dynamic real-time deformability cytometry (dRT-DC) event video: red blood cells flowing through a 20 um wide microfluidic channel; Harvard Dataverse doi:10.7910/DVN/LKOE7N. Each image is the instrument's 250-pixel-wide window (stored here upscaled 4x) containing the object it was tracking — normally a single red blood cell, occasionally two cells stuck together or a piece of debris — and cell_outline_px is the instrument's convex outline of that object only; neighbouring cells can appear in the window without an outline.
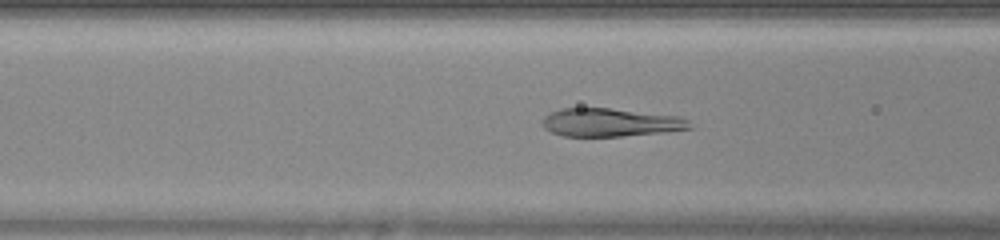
{"species": "human", "species_latin": "Homo sapiens", "temperature_condition": "warm", "stored_images_in_passage": 48, "camera_frame_rate_fps": 3000, "um_per_image_px": 0.085, "donor": {"sex": "female"}, "frame": {"image": 1, "passage_image": 20, "time_ms": 6.333, "image_size_px": [1000, 240], "cell_outline_px": [[692, 128], [664, 132], [620, 136], [564, 136], [552, 132], [544, 128], [540, 124], [544, 116], [560, 108], [608, 108], [680, 116], [688, 120]], "centroid_in_image_um": [51.86, 10.4], "position_along_channel_um": 114.7, "area_um2": 24.16}}
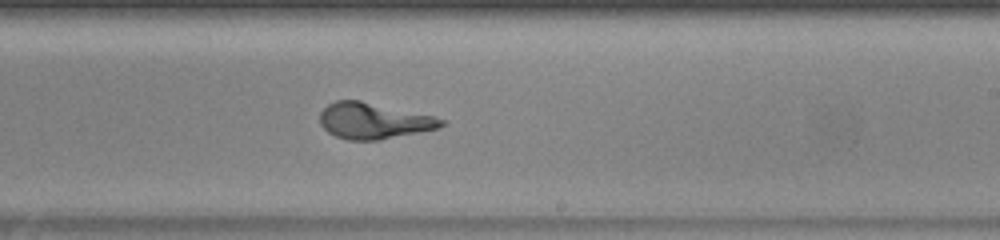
{"frame": {"image": 2, "passage_image": 30, "time_ms": 9.667, "image_size_px": [1000, 240], "cell_outline_px": [[448, 124], [440, 128], [380, 140], [348, 140], [336, 136], [328, 132], [320, 124], [320, 112], [328, 104], [336, 100], [360, 100], [436, 116], [448, 120]], "centroid_in_image_um": [31.82, 10.27], "position_along_channel_um": 257.2, "area_um2": 25.84}}
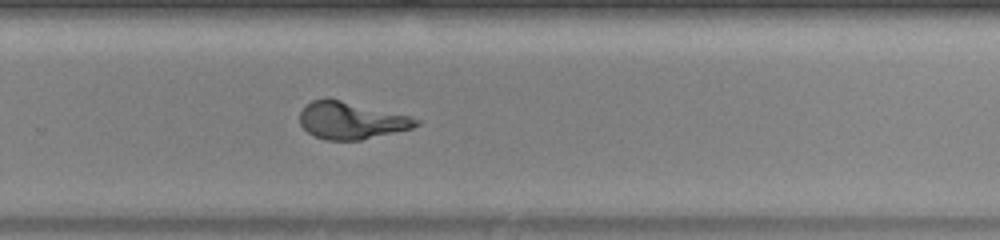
{"frame": {"image": 3, "passage_image": 33, "time_ms": 10.667, "image_size_px": [1000, 240], "cell_outline_px": [[420, 124], [412, 128], [360, 140], [324, 140], [308, 132], [300, 124], [300, 112], [312, 100], [324, 96], [328, 96], [412, 116], [420, 120]], "centroid_in_image_um": [29.85, 10.2], "position_along_channel_um": 299.9, "area_um2": 25.55}}